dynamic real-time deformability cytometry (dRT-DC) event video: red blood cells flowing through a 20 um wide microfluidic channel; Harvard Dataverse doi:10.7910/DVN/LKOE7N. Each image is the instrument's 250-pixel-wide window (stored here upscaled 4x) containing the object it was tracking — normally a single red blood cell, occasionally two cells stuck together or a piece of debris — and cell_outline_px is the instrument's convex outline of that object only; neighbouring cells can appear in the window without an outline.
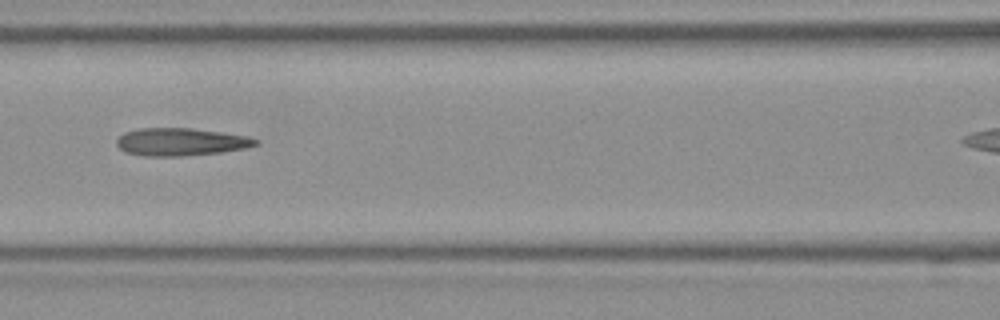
{"species": "Egyptian fruit bat (a non-hibernating species)", "species_latin": "Rousettus aegyptiacus", "temperature_condition": "room temperature", "stored_images_in_passage": 10, "segment_of_instrument_passage": [1, 2], "camera_frame_rate_fps": 3000, "um_per_image_px": 0.085, "frame": {"image": 1, "passage_image": 5, "time_ms": 1.333, "image_size_px": [1000, 320], "cell_outline_px": [[260, 144], [244, 148], [220, 152], [180, 156], [144, 156], [124, 152], [116, 144], [116, 140], [124, 132], [140, 128], [192, 128], [248, 136], [260, 140]], "centroid_in_image_um": [15.36, 12.06], "position_along_channel_um": 151.2, "area_um2": 22.43}}
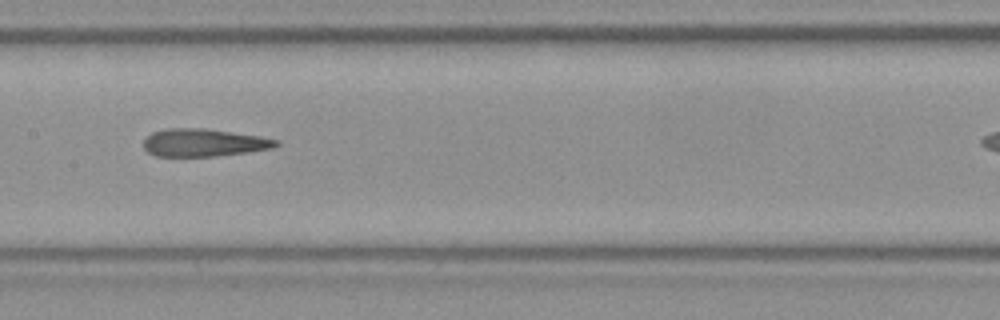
{"frame": {"image": 2, "passage_image": 6, "time_ms": 1.667, "image_size_px": [1000, 320], "cell_outline_px": [[280, 144], [272, 148], [248, 152], [216, 156], [156, 156], [148, 152], [144, 148], [144, 140], [152, 132], [168, 128], [204, 128], [260, 136], [280, 140]], "centroid_in_image_um": [17.34, 12.12], "position_along_channel_um": 190.1, "area_um2": 21.39}}
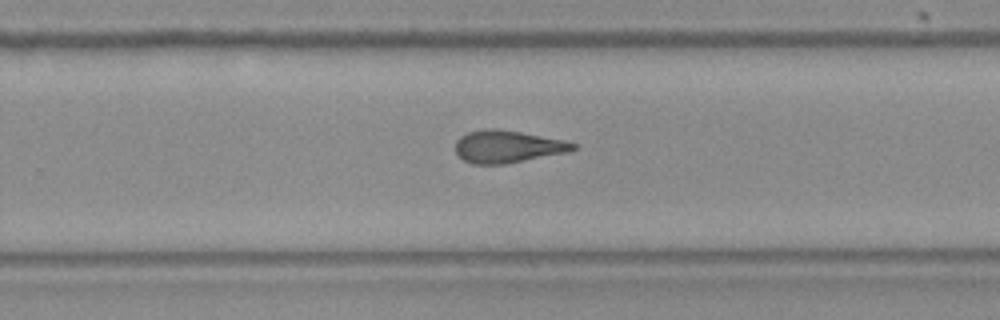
{"frame": {"image": 3, "passage_image": 9, "time_ms": 2.667, "image_size_px": [1000, 320], "cell_outline_px": [[580, 148], [568, 152], [504, 164], [472, 164], [464, 160], [456, 152], [456, 140], [460, 136], [468, 132], [488, 128], [496, 128], [520, 132], [564, 140], [576, 144]], "centroid_in_image_um": [43.15, 12.46], "position_along_channel_um": 286.6, "area_um2": 22.14}}